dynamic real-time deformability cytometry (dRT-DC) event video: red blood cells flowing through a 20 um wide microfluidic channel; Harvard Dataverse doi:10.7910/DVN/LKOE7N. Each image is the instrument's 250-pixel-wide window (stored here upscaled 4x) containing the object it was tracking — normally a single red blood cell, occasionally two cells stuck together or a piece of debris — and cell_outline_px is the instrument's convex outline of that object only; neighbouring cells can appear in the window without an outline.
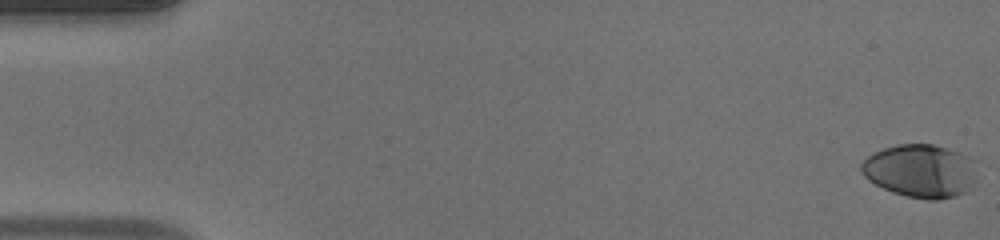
{"species": "human", "species_latin": "Homo sapiens", "temperature_condition": "warm", "stored_images_in_passage": 51, "camera_frame_rate_fps": 3000, "um_per_image_px": 0.085, "donor": {"sex": "male"}, "frame": {"image": 1, "passage_image": 1, "time_ms": 0.0, "image_size_px": [1000, 240], "cell_outline_px": [[976, 180], [972, 188], [956, 196], [936, 200], [928, 200], [908, 196], [892, 192], [868, 180], [860, 172], [860, 164], [872, 152], [896, 144], [932, 144], [968, 156], [976, 160]], "centroid_in_image_um": [78.25, 14.53], "position_along_channel_um": 6.7, "area_um2": 36.18}}
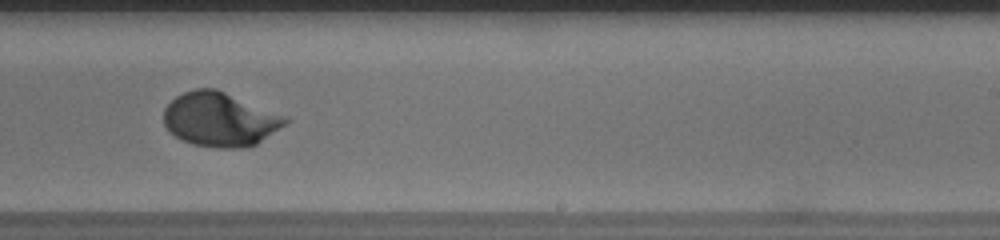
{"frame": {"image": 2, "passage_image": 32, "time_ms": 10.333, "image_size_px": [1000, 240], "cell_outline_px": [[292, 120], [256, 144], [244, 148], [216, 148], [192, 144], [180, 140], [164, 124], [164, 108], [176, 96], [184, 92], [196, 88], [216, 88], [288, 116]], "centroid_in_image_um": [18.72, 10.14], "position_along_channel_um": 270.3, "area_um2": 38.55}}
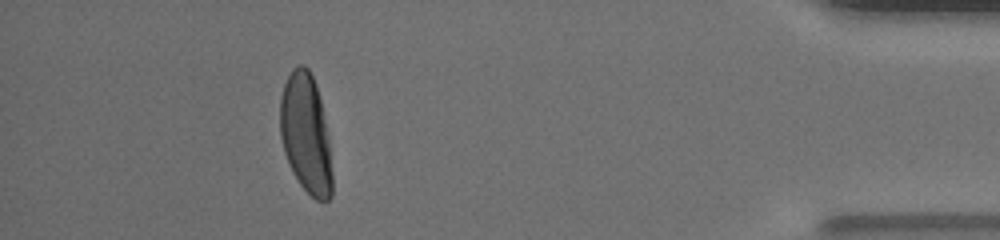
{"frame": {"image": 3, "passage_image": 46, "time_ms": 15.0, "image_size_px": [1000, 240], "cell_outline_px": [[332, 196], [324, 204], [316, 200], [300, 184], [292, 172], [284, 152], [280, 136], [280, 96], [284, 84], [292, 68], [300, 64], [304, 64], [308, 68], [316, 84], [320, 100], [328, 136], [332, 172]], "centroid_in_image_um": [25.99, 11.39], "position_along_channel_um": 409.2, "area_um2": 36.36}, "authors_computed_cell_mechanics": {"area_um2": 36.5874, "velocity_mm_per_s": 4.126, "shape_relaxation_time_tau1_ms": 3.2786, "shape_relaxation_time_tau2_ms": null, "deformation_change_tau1": 0.2037, "deformation_change_tau2": null}}